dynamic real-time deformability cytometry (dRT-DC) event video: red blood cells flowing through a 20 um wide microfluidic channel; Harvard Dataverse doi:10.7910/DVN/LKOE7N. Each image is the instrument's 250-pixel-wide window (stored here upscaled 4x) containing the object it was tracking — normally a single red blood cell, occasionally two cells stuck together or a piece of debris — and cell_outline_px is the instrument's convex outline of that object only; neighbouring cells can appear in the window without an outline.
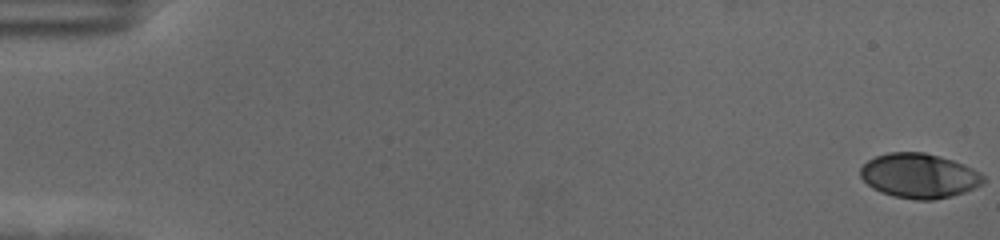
{"species": "human", "species_latin": "Homo sapiens", "temperature_condition": "cold", "stored_images_in_passage": 59, "camera_frame_rate_fps": 3000, "um_per_image_px": 0.085, "donor": {"sex": "female"}, "frame": {"image": 1, "passage_image": 1, "time_ms": 0.0, "image_size_px": [1000, 240], "cell_outline_px": [[984, 184], [964, 192], [952, 196], [932, 200], [916, 200], [892, 196], [880, 192], [872, 188], [860, 176], [860, 168], [868, 160], [876, 156], [888, 152], [924, 152], [940, 156], [964, 164], [980, 172], [984, 176]], "centroid_in_image_um": [78.13, 14.94], "position_along_channel_um": 6.9, "area_um2": 32.14}}
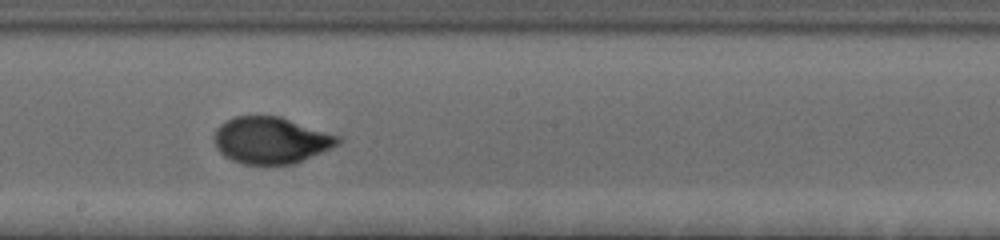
{"frame": {"image": 2, "passage_image": 34, "time_ms": 11.0, "image_size_px": [1000, 240], "cell_outline_px": [[344, 140], [340, 144], [332, 148], [292, 164], [244, 164], [232, 160], [224, 156], [216, 148], [212, 140], [212, 136], [216, 128], [224, 120], [236, 116], [280, 116], [340, 136]], "centroid_in_image_um": [23.0, 11.91], "position_along_channel_um": 225.2, "area_um2": 33.93}}
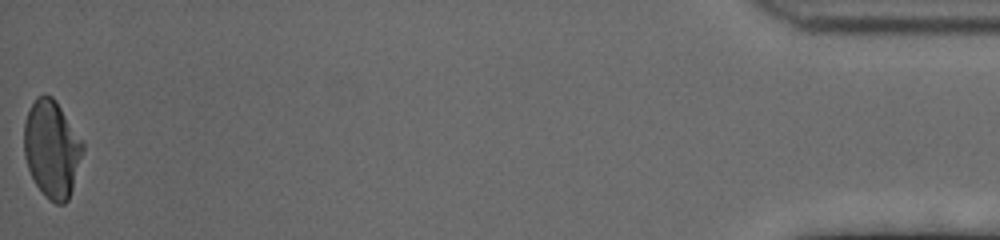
{"frame": {"image": 3, "passage_image": 59, "time_ms": 19.333, "image_size_px": [1000, 240], "cell_outline_px": [[84, 148], [72, 188], [68, 200], [64, 204], [56, 204], [48, 200], [44, 196], [36, 184], [28, 168], [24, 156], [24, 120], [36, 96], [44, 92], [52, 96], [56, 100], [84, 144]], "centroid_in_image_um": [4.39, 12.64], "position_along_channel_um": 430.8, "area_um2": 33.29}, "authors_computed_cell_mechanics": {"area_um2": 33.235, "velocity_mm_per_s": 3.5291, "shape_relaxation_time_tau1_ms": 4.1674, "shape_relaxation_time_tau2_ms": null, "deformation_change_tau1": 0.1877, "deformation_change_tau2": null}}